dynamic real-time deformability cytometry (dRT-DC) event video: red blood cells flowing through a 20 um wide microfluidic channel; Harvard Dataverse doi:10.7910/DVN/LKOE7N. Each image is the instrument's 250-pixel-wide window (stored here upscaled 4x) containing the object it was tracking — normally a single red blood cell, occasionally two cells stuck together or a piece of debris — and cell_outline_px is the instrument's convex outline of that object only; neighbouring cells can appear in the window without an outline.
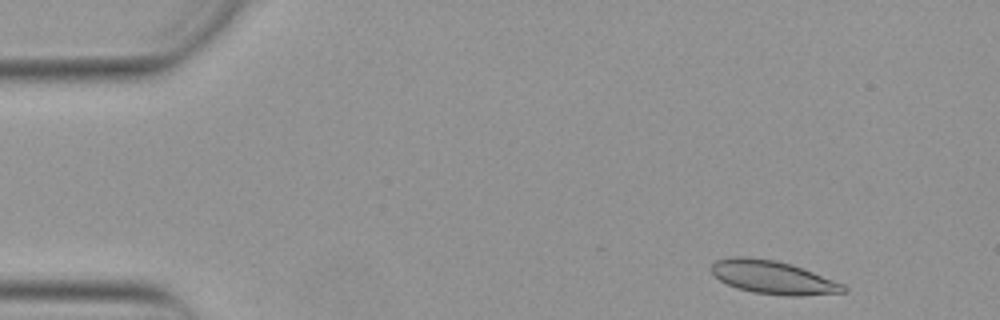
{"species": "Egyptian fruit bat (a non-hibernating species)", "species_latin": "Rousettus aegyptiacus", "temperature_condition": "warm", "stored_images_in_passage": 44, "camera_frame_rate_fps": 3000, "um_per_image_px": 0.085, "animal": {"sex": "female"}, "frame": {"image": 1, "passage_image": 3, "time_ms": 0.667, "image_size_px": [1000, 320], "cell_outline_px": [[848, 292], [800, 296], [788, 296], [752, 292], [736, 288], [720, 280], [712, 272], [712, 264], [716, 260], [732, 256], [744, 256], [776, 260], [812, 272], [844, 284], [848, 288]], "centroid_in_image_um": [65.71, 23.58], "position_along_channel_um": 19.3, "area_um2": 25.43}}
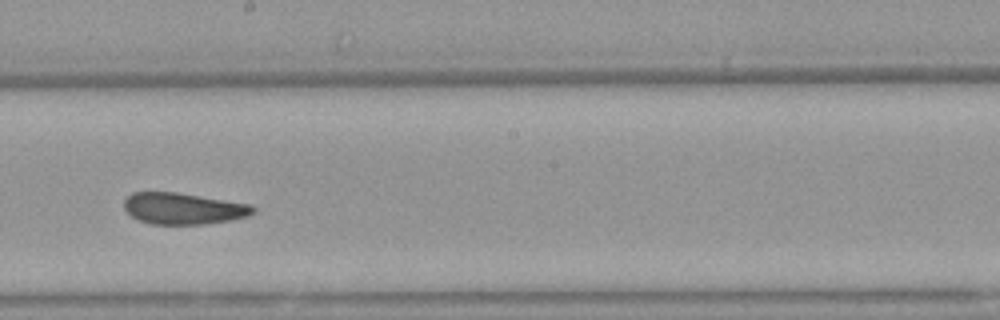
{"frame": {"image": 2, "passage_image": 27, "time_ms": 8.667, "image_size_px": [1000, 320], "cell_outline_px": [[256, 212], [248, 216], [228, 220], [204, 224], [152, 224], [136, 220], [124, 208], [124, 200], [132, 192], [176, 192], [252, 204], [256, 208]], "centroid_in_image_um": [15.59, 17.72], "position_along_channel_um": 232.6, "area_um2": 23.7}}
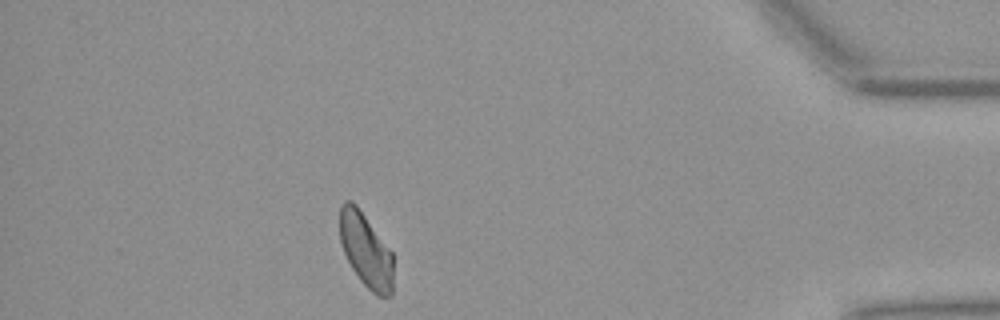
{"frame": {"image": 3, "passage_image": 44, "time_ms": 14.333, "image_size_px": [1000, 320], "cell_outline_px": [[392, 296], [376, 296], [360, 280], [352, 268], [344, 252], [340, 240], [340, 204], [344, 200], [352, 200], [356, 204], [392, 252]], "centroid_in_image_um": [31.08, 21.25], "position_along_channel_um": 404.1, "area_um2": 22.95}, "authors_computed_cell_mechanics": {"area_um2": 24.7962, "velocity_mm_per_s": 3.8598, "shape_relaxation_time_tau1_ms": null, "shape_relaxation_time_tau2_ms": 2.0737, "deformation_change_tau1": null, "deformation_change_tau2": 0.071}}